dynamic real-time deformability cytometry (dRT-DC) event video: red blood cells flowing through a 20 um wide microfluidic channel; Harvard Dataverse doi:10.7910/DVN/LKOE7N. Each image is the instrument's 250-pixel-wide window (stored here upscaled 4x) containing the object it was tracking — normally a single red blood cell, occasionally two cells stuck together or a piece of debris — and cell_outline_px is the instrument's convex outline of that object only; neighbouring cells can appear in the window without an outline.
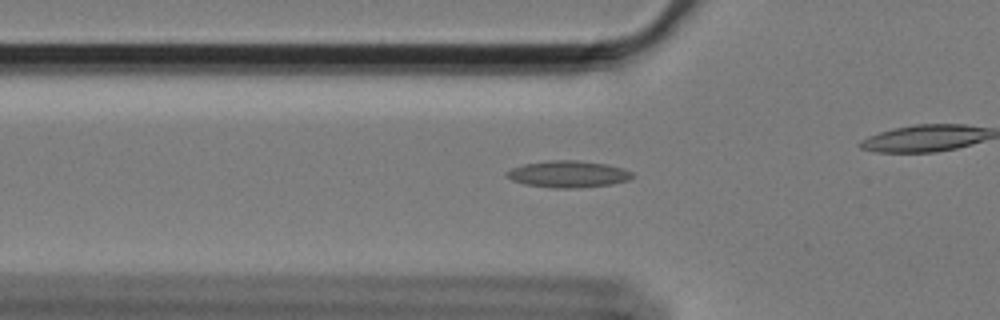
{"species": "Egyptian fruit bat (a non-hibernating species)", "species_latin": "Rousettus aegyptiacus", "temperature_condition": "cold", "stored_images_in_passage": 18, "camera_frame_rate_fps": 3000, "um_per_image_px": 0.085, "animal": {"sex": "female"}, "frame": {"image": 1, "passage_image": 10, "time_ms": 3.0, "image_size_px": [1000, 320], "cell_outline_px": [[632, 176], [628, 180], [612, 184], [580, 188], [552, 188], [524, 184], [512, 180], [508, 176], [508, 172], [512, 168], [524, 164], [548, 160], [576, 160], [608, 164], [632, 172]], "centroid_in_image_um": [48.3, 14.8], "position_along_channel_um": 77.5, "area_um2": 19.42}}
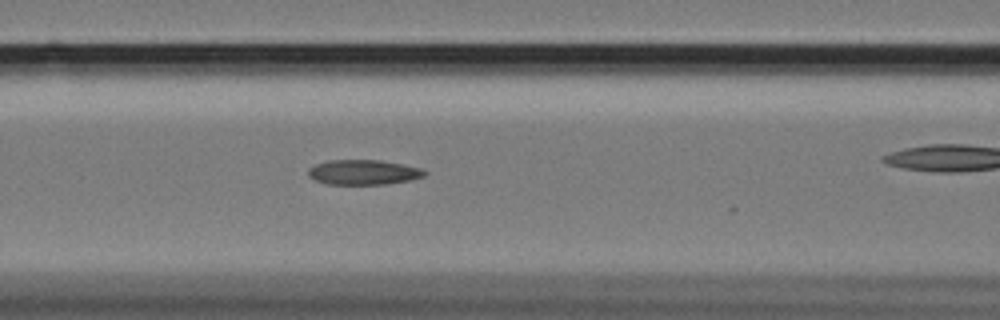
{"frame": {"image": 2, "passage_image": 15, "time_ms": 4.667, "image_size_px": [1000, 320], "cell_outline_px": [[428, 172], [424, 176], [408, 180], [384, 184], [328, 184], [316, 180], [308, 176], [308, 168], [316, 164], [328, 160], [380, 160], [420, 168]], "centroid_in_image_um": [30.86, 14.63], "position_along_channel_um": 135.7, "area_um2": 16.7}}